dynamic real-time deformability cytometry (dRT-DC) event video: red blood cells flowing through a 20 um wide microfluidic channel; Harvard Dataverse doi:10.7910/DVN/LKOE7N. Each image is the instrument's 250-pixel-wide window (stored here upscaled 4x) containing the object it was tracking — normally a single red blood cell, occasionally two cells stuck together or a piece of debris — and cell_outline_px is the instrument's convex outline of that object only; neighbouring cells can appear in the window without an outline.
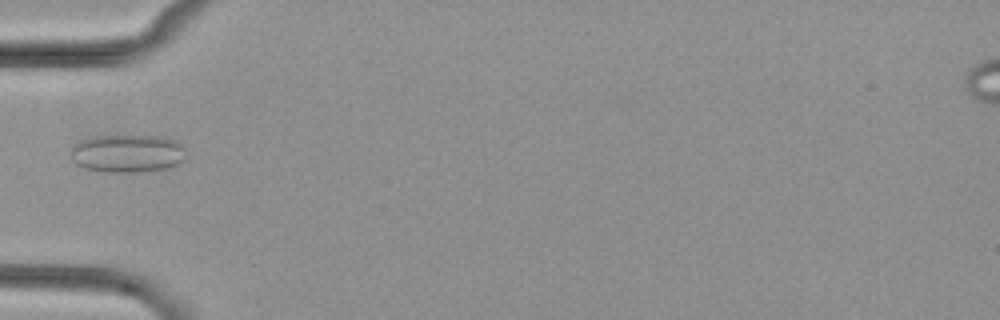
{"species": "common noctule bat (a hibernating species)", "species_latin": "Nyctalus noctula", "temperature_condition": "cold", "stored_images_in_passage": 5, "camera_frame_rate_fps": 3000, "um_per_image_px": 0.085, "animal": {"sex": "female", "body_mass_g": 29.2, "forearm_length_mm": 56.3}, "frame": {"image": 1, "passage_image": 5, "time_ms": 5.0, "image_size_px": [1000, 320], "cell_outline_px": [[184, 160], [172, 168], [136, 172], [104, 172], [84, 168], [76, 164], [72, 160], [72, 144], [76, 140], [92, 136], [164, 136], [180, 144], [184, 148]], "centroid_in_image_um": [10.8, 13.04], "position_along_channel_um": 74.2, "area_um2": 25.84}}